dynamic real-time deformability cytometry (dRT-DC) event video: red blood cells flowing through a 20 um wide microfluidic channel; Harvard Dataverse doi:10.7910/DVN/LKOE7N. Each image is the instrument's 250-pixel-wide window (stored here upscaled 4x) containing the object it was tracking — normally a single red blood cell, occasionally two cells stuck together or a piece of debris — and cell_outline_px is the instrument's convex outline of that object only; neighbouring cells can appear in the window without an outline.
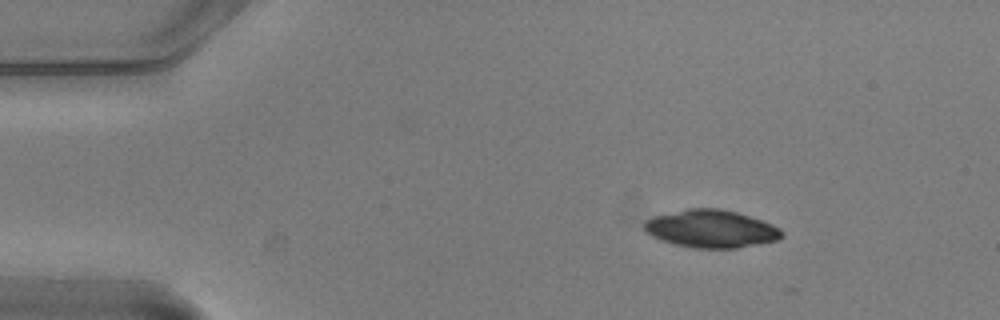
{"species": "common noctule bat (a hibernating species)", "species_latin": "Nyctalus noctula", "temperature_condition": "warm", "stored_images_in_passage": 3, "camera_frame_rate_fps": 3000, "um_per_image_px": 0.085, "animal": {"sex": "male", "body_mass_g": 20.5, "forearm_length_mm": 52.5}, "frame": {"image": 1, "passage_image": 1, "time_ms": 0.0, "image_size_px": [1000, 320], "cell_outline_px": [[784, 236], [780, 240], [760, 244], [736, 248], [692, 248], [660, 240], [652, 236], [644, 228], [644, 220], [652, 216], [688, 208], [720, 208], [736, 212], [772, 224], [780, 228], [784, 232]], "centroid_in_image_um": [60.46, 19.45], "position_along_channel_um": 24.5, "area_um2": 30.4}}